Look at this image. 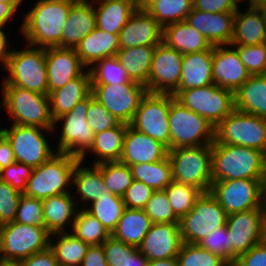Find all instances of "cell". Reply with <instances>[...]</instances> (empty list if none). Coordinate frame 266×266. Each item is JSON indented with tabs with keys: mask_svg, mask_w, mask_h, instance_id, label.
Masks as SVG:
<instances>
[{
	"mask_svg": "<svg viewBox=\"0 0 266 266\" xmlns=\"http://www.w3.org/2000/svg\"><path fill=\"white\" fill-rule=\"evenodd\" d=\"M91 205V208L85 210L96 217L112 233L125 209L123 198L111 192H106Z\"/></svg>",
	"mask_w": 266,
	"mask_h": 266,
	"instance_id": "42",
	"label": "cell"
},
{
	"mask_svg": "<svg viewBox=\"0 0 266 266\" xmlns=\"http://www.w3.org/2000/svg\"><path fill=\"white\" fill-rule=\"evenodd\" d=\"M193 0H154L145 10L162 26L186 20Z\"/></svg>",
	"mask_w": 266,
	"mask_h": 266,
	"instance_id": "39",
	"label": "cell"
},
{
	"mask_svg": "<svg viewBox=\"0 0 266 266\" xmlns=\"http://www.w3.org/2000/svg\"><path fill=\"white\" fill-rule=\"evenodd\" d=\"M235 109L266 119V74L251 75L234 93Z\"/></svg>",
	"mask_w": 266,
	"mask_h": 266,
	"instance_id": "31",
	"label": "cell"
},
{
	"mask_svg": "<svg viewBox=\"0 0 266 266\" xmlns=\"http://www.w3.org/2000/svg\"><path fill=\"white\" fill-rule=\"evenodd\" d=\"M94 98L120 122L130 124L147 89L140 83L91 84Z\"/></svg>",
	"mask_w": 266,
	"mask_h": 266,
	"instance_id": "16",
	"label": "cell"
},
{
	"mask_svg": "<svg viewBox=\"0 0 266 266\" xmlns=\"http://www.w3.org/2000/svg\"><path fill=\"white\" fill-rule=\"evenodd\" d=\"M227 216L210 192L202 193L193 208L179 220L183 241L198 244L212 230L225 226Z\"/></svg>",
	"mask_w": 266,
	"mask_h": 266,
	"instance_id": "12",
	"label": "cell"
},
{
	"mask_svg": "<svg viewBox=\"0 0 266 266\" xmlns=\"http://www.w3.org/2000/svg\"><path fill=\"white\" fill-rule=\"evenodd\" d=\"M154 190L141 181L133 180L131 186L123 195L125 207L143 209L152 196Z\"/></svg>",
	"mask_w": 266,
	"mask_h": 266,
	"instance_id": "55",
	"label": "cell"
},
{
	"mask_svg": "<svg viewBox=\"0 0 266 266\" xmlns=\"http://www.w3.org/2000/svg\"><path fill=\"white\" fill-rule=\"evenodd\" d=\"M213 47L183 55L180 84L177 90L204 87L213 84Z\"/></svg>",
	"mask_w": 266,
	"mask_h": 266,
	"instance_id": "27",
	"label": "cell"
},
{
	"mask_svg": "<svg viewBox=\"0 0 266 266\" xmlns=\"http://www.w3.org/2000/svg\"><path fill=\"white\" fill-rule=\"evenodd\" d=\"M164 191L167 194L169 204L173 208L175 216L180 220L195 205L196 200L203 193L200 189L177 181H172Z\"/></svg>",
	"mask_w": 266,
	"mask_h": 266,
	"instance_id": "43",
	"label": "cell"
},
{
	"mask_svg": "<svg viewBox=\"0 0 266 266\" xmlns=\"http://www.w3.org/2000/svg\"><path fill=\"white\" fill-rule=\"evenodd\" d=\"M154 0H135L136 8L145 9Z\"/></svg>",
	"mask_w": 266,
	"mask_h": 266,
	"instance_id": "68",
	"label": "cell"
},
{
	"mask_svg": "<svg viewBox=\"0 0 266 266\" xmlns=\"http://www.w3.org/2000/svg\"><path fill=\"white\" fill-rule=\"evenodd\" d=\"M259 1H261V0H255V5H256Z\"/></svg>",
	"mask_w": 266,
	"mask_h": 266,
	"instance_id": "72",
	"label": "cell"
},
{
	"mask_svg": "<svg viewBox=\"0 0 266 266\" xmlns=\"http://www.w3.org/2000/svg\"><path fill=\"white\" fill-rule=\"evenodd\" d=\"M82 161H79L74 169L72 182L77 188V192L84 201H96L103 193L109 192L104 183L102 172L96 166L91 168L80 167Z\"/></svg>",
	"mask_w": 266,
	"mask_h": 266,
	"instance_id": "38",
	"label": "cell"
},
{
	"mask_svg": "<svg viewBox=\"0 0 266 266\" xmlns=\"http://www.w3.org/2000/svg\"><path fill=\"white\" fill-rule=\"evenodd\" d=\"M235 12L210 13L192 9L186 22L202 33L212 46L230 45L234 35Z\"/></svg>",
	"mask_w": 266,
	"mask_h": 266,
	"instance_id": "22",
	"label": "cell"
},
{
	"mask_svg": "<svg viewBox=\"0 0 266 266\" xmlns=\"http://www.w3.org/2000/svg\"><path fill=\"white\" fill-rule=\"evenodd\" d=\"M79 158L63 152H56L46 162L34 168L27 181L24 195L40 200L55 195L68 193L67 185H71L73 172Z\"/></svg>",
	"mask_w": 266,
	"mask_h": 266,
	"instance_id": "3",
	"label": "cell"
},
{
	"mask_svg": "<svg viewBox=\"0 0 266 266\" xmlns=\"http://www.w3.org/2000/svg\"><path fill=\"white\" fill-rule=\"evenodd\" d=\"M92 93L90 72H84L48 94L50 114L53 121L70 112L80 101Z\"/></svg>",
	"mask_w": 266,
	"mask_h": 266,
	"instance_id": "26",
	"label": "cell"
},
{
	"mask_svg": "<svg viewBox=\"0 0 266 266\" xmlns=\"http://www.w3.org/2000/svg\"><path fill=\"white\" fill-rule=\"evenodd\" d=\"M81 266H107L102 245L89 246Z\"/></svg>",
	"mask_w": 266,
	"mask_h": 266,
	"instance_id": "59",
	"label": "cell"
},
{
	"mask_svg": "<svg viewBox=\"0 0 266 266\" xmlns=\"http://www.w3.org/2000/svg\"><path fill=\"white\" fill-rule=\"evenodd\" d=\"M148 266H179L178 258L149 261Z\"/></svg>",
	"mask_w": 266,
	"mask_h": 266,
	"instance_id": "64",
	"label": "cell"
},
{
	"mask_svg": "<svg viewBox=\"0 0 266 266\" xmlns=\"http://www.w3.org/2000/svg\"><path fill=\"white\" fill-rule=\"evenodd\" d=\"M266 43V21L255 5H249L248 11L235 12L234 35L230 45L247 46Z\"/></svg>",
	"mask_w": 266,
	"mask_h": 266,
	"instance_id": "29",
	"label": "cell"
},
{
	"mask_svg": "<svg viewBox=\"0 0 266 266\" xmlns=\"http://www.w3.org/2000/svg\"><path fill=\"white\" fill-rule=\"evenodd\" d=\"M156 46L146 45L119 49L115 55L129 78L144 85L146 89Z\"/></svg>",
	"mask_w": 266,
	"mask_h": 266,
	"instance_id": "32",
	"label": "cell"
},
{
	"mask_svg": "<svg viewBox=\"0 0 266 266\" xmlns=\"http://www.w3.org/2000/svg\"><path fill=\"white\" fill-rule=\"evenodd\" d=\"M51 234L45 226L13 221L0 226L1 258L23 260L49 248Z\"/></svg>",
	"mask_w": 266,
	"mask_h": 266,
	"instance_id": "10",
	"label": "cell"
},
{
	"mask_svg": "<svg viewBox=\"0 0 266 266\" xmlns=\"http://www.w3.org/2000/svg\"><path fill=\"white\" fill-rule=\"evenodd\" d=\"M233 266H266V244L260 242L248 252L239 255Z\"/></svg>",
	"mask_w": 266,
	"mask_h": 266,
	"instance_id": "56",
	"label": "cell"
},
{
	"mask_svg": "<svg viewBox=\"0 0 266 266\" xmlns=\"http://www.w3.org/2000/svg\"><path fill=\"white\" fill-rule=\"evenodd\" d=\"M57 243L50 240V249L53 251L60 266H81L86 255L88 244L77 238L73 233H58ZM62 235V236H61Z\"/></svg>",
	"mask_w": 266,
	"mask_h": 266,
	"instance_id": "41",
	"label": "cell"
},
{
	"mask_svg": "<svg viewBox=\"0 0 266 266\" xmlns=\"http://www.w3.org/2000/svg\"><path fill=\"white\" fill-rule=\"evenodd\" d=\"M184 107L203 116L214 127L235 109L234 93L216 84L176 90L172 94Z\"/></svg>",
	"mask_w": 266,
	"mask_h": 266,
	"instance_id": "8",
	"label": "cell"
},
{
	"mask_svg": "<svg viewBox=\"0 0 266 266\" xmlns=\"http://www.w3.org/2000/svg\"><path fill=\"white\" fill-rule=\"evenodd\" d=\"M250 76L236 49L213 46L214 84L235 93Z\"/></svg>",
	"mask_w": 266,
	"mask_h": 266,
	"instance_id": "23",
	"label": "cell"
},
{
	"mask_svg": "<svg viewBox=\"0 0 266 266\" xmlns=\"http://www.w3.org/2000/svg\"><path fill=\"white\" fill-rule=\"evenodd\" d=\"M48 78V94L80 76L85 67L75 49L61 47L45 48Z\"/></svg>",
	"mask_w": 266,
	"mask_h": 266,
	"instance_id": "21",
	"label": "cell"
},
{
	"mask_svg": "<svg viewBox=\"0 0 266 266\" xmlns=\"http://www.w3.org/2000/svg\"><path fill=\"white\" fill-rule=\"evenodd\" d=\"M236 47L240 59L250 75L266 74V43Z\"/></svg>",
	"mask_w": 266,
	"mask_h": 266,
	"instance_id": "49",
	"label": "cell"
},
{
	"mask_svg": "<svg viewBox=\"0 0 266 266\" xmlns=\"http://www.w3.org/2000/svg\"><path fill=\"white\" fill-rule=\"evenodd\" d=\"M44 226L52 235L66 232L63 228L70 217L77 213L75 203L68 193L48 197L42 200Z\"/></svg>",
	"mask_w": 266,
	"mask_h": 266,
	"instance_id": "35",
	"label": "cell"
},
{
	"mask_svg": "<svg viewBox=\"0 0 266 266\" xmlns=\"http://www.w3.org/2000/svg\"><path fill=\"white\" fill-rule=\"evenodd\" d=\"M162 42L183 55L210 50L213 47L202 33L185 20L163 27Z\"/></svg>",
	"mask_w": 266,
	"mask_h": 266,
	"instance_id": "28",
	"label": "cell"
},
{
	"mask_svg": "<svg viewBox=\"0 0 266 266\" xmlns=\"http://www.w3.org/2000/svg\"><path fill=\"white\" fill-rule=\"evenodd\" d=\"M168 156V148L147 134L141 133L130 125L124 137L121 163L131 166L139 163H154Z\"/></svg>",
	"mask_w": 266,
	"mask_h": 266,
	"instance_id": "24",
	"label": "cell"
},
{
	"mask_svg": "<svg viewBox=\"0 0 266 266\" xmlns=\"http://www.w3.org/2000/svg\"><path fill=\"white\" fill-rule=\"evenodd\" d=\"M84 66L115 56L119 50L118 34L107 33L97 27L89 33L75 48Z\"/></svg>",
	"mask_w": 266,
	"mask_h": 266,
	"instance_id": "30",
	"label": "cell"
},
{
	"mask_svg": "<svg viewBox=\"0 0 266 266\" xmlns=\"http://www.w3.org/2000/svg\"><path fill=\"white\" fill-rule=\"evenodd\" d=\"M262 198L266 205V155L264 160L262 178H261Z\"/></svg>",
	"mask_w": 266,
	"mask_h": 266,
	"instance_id": "65",
	"label": "cell"
},
{
	"mask_svg": "<svg viewBox=\"0 0 266 266\" xmlns=\"http://www.w3.org/2000/svg\"><path fill=\"white\" fill-rule=\"evenodd\" d=\"M87 122L94 134L117 127L121 123L94 98L92 93L89 95Z\"/></svg>",
	"mask_w": 266,
	"mask_h": 266,
	"instance_id": "48",
	"label": "cell"
},
{
	"mask_svg": "<svg viewBox=\"0 0 266 266\" xmlns=\"http://www.w3.org/2000/svg\"><path fill=\"white\" fill-rule=\"evenodd\" d=\"M0 266H23L22 260L5 259L0 257Z\"/></svg>",
	"mask_w": 266,
	"mask_h": 266,
	"instance_id": "66",
	"label": "cell"
},
{
	"mask_svg": "<svg viewBox=\"0 0 266 266\" xmlns=\"http://www.w3.org/2000/svg\"><path fill=\"white\" fill-rule=\"evenodd\" d=\"M74 0H39L21 28L30 46L61 47L62 31Z\"/></svg>",
	"mask_w": 266,
	"mask_h": 266,
	"instance_id": "1",
	"label": "cell"
},
{
	"mask_svg": "<svg viewBox=\"0 0 266 266\" xmlns=\"http://www.w3.org/2000/svg\"><path fill=\"white\" fill-rule=\"evenodd\" d=\"M264 208L230 214L227 216L226 227L230 239V266L236 258L248 252L261 241V229Z\"/></svg>",
	"mask_w": 266,
	"mask_h": 266,
	"instance_id": "17",
	"label": "cell"
},
{
	"mask_svg": "<svg viewBox=\"0 0 266 266\" xmlns=\"http://www.w3.org/2000/svg\"><path fill=\"white\" fill-rule=\"evenodd\" d=\"M23 0H0V2L11 4L15 9L20 5Z\"/></svg>",
	"mask_w": 266,
	"mask_h": 266,
	"instance_id": "70",
	"label": "cell"
},
{
	"mask_svg": "<svg viewBox=\"0 0 266 266\" xmlns=\"http://www.w3.org/2000/svg\"><path fill=\"white\" fill-rule=\"evenodd\" d=\"M33 168L20 162H14L8 167L0 170V179L8 183L12 188L23 193L27 186V181L31 177Z\"/></svg>",
	"mask_w": 266,
	"mask_h": 266,
	"instance_id": "54",
	"label": "cell"
},
{
	"mask_svg": "<svg viewBox=\"0 0 266 266\" xmlns=\"http://www.w3.org/2000/svg\"><path fill=\"white\" fill-rule=\"evenodd\" d=\"M94 8L88 1L72 5L62 31L61 48L75 49L97 27Z\"/></svg>",
	"mask_w": 266,
	"mask_h": 266,
	"instance_id": "25",
	"label": "cell"
},
{
	"mask_svg": "<svg viewBox=\"0 0 266 266\" xmlns=\"http://www.w3.org/2000/svg\"><path fill=\"white\" fill-rule=\"evenodd\" d=\"M88 108L89 96L80 101L70 112L54 120V126L56 122L64 120L57 152L73 155L80 161L86 157L85 153L89 151L94 140V132L87 122Z\"/></svg>",
	"mask_w": 266,
	"mask_h": 266,
	"instance_id": "14",
	"label": "cell"
},
{
	"mask_svg": "<svg viewBox=\"0 0 266 266\" xmlns=\"http://www.w3.org/2000/svg\"><path fill=\"white\" fill-rule=\"evenodd\" d=\"M262 13L266 21V0H261L255 5Z\"/></svg>",
	"mask_w": 266,
	"mask_h": 266,
	"instance_id": "69",
	"label": "cell"
},
{
	"mask_svg": "<svg viewBox=\"0 0 266 266\" xmlns=\"http://www.w3.org/2000/svg\"><path fill=\"white\" fill-rule=\"evenodd\" d=\"M179 266H229L219 256L198 244H183L177 255Z\"/></svg>",
	"mask_w": 266,
	"mask_h": 266,
	"instance_id": "46",
	"label": "cell"
},
{
	"mask_svg": "<svg viewBox=\"0 0 266 266\" xmlns=\"http://www.w3.org/2000/svg\"><path fill=\"white\" fill-rule=\"evenodd\" d=\"M214 142L251 147L266 154V119L234 109L215 126Z\"/></svg>",
	"mask_w": 266,
	"mask_h": 266,
	"instance_id": "6",
	"label": "cell"
},
{
	"mask_svg": "<svg viewBox=\"0 0 266 266\" xmlns=\"http://www.w3.org/2000/svg\"><path fill=\"white\" fill-rule=\"evenodd\" d=\"M152 222L143 209L125 207L111 235L125 244L138 247L150 230Z\"/></svg>",
	"mask_w": 266,
	"mask_h": 266,
	"instance_id": "34",
	"label": "cell"
},
{
	"mask_svg": "<svg viewBox=\"0 0 266 266\" xmlns=\"http://www.w3.org/2000/svg\"><path fill=\"white\" fill-rule=\"evenodd\" d=\"M3 96V106L14 118V124L54 129L48 95L3 85Z\"/></svg>",
	"mask_w": 266,
	"mask_h": 266,
	"instance_id": "5",
	"label": "cell"
},
{
	"mask_svg": "<svg viewBox=\"0 0 266 266\" xmlns=\"http://www.w3.org/2000/svg\"><path fill=\"white\" fill-rule=\"evenodd\" d=\"M261 241L266 244V205L264 206V214L262 220Z\"/></svg>",
	"mask_w": 266,
	"mask_h": 266,
	"instance_id": "67",
	"label": "cell"
},
{
	"mask_svg": "<svg viewBox=\"0 0 266 266\" xmlns=\"http://www.w3.org/2000/svg\"><path fill=\"white\" fill-rule=\"evenodd\" d=\"M184 244L179 223H152L138 246L148 261L177 258Z\"/></svg>",
	"mask_w": 266,
	"mask_h": 266,
	"instance_id": "19",
	"label": "cell"
},
{
	"mask_svg": "<svg viewBox=\"0 0 266 266\" xmlns=\"http://www.w3.org/2000/svg\"><path fill=\"white\" fill-rule=\"evenodd\" d=\"M73 234L89 246L102 245L111 233L85 209L77 211L72 221Z\"/></svg>",
	"mask_w": 266,
	"mask_h": 266,
	"instance_id": "40",
	"label": "cell"
},
{
	"mask_svg": "<svg viewBox=\"0 0 266 266\" xmlns=\"http://www.w3.org/2000/svg\"><path fill=\"white\" fill-rule=\"evenodd\" d=\"M174 99L172 94L147 92L129 125L170 149L169 110Z\"/></svg>",
	"mask_w": 266,
	"mask_h": 266,
	"instance_id": "11",
	"label": "cell"
},
{
	"mask_svg": "<svg viewBox=\"0 0 266 266\" xmlns=\"http://www.w3.org/2000/svg\"><path fill=\"white\" fill-rule=\"evenodd\" d=\"M1 29L2 28H0V62H2L5 67L12 51H8L6 35Z\"/></svg>",
	"mask_w": 266,
	"mask_h": 266,
	"instance_id": "63",
	"label": "cell"
},
{
	"mask_svg": "<svg viewBox=\"0 0 266 266\" xmlns=\"http://www.w3.org/2000/svg\"><path fill=\"white\" fill-rule=\"evenodd\" d=\"M265 153L259 149L232 144H212V179H261Z\"/></svg>",
	"mask_w": 266,
	"mask_h": 266,
	"instance_id": "2",
	"label": "cell"
},
{
	"mask_svg": "<svg viewBox=\"0 0 266 266\" xmlns=\"http://www.w3.org/2000/svg\"><path fill=\"white\" fill-rule=\"evenodd\" d=\"M89 72L91 84H127L137 83L132 81L127 75L116 56L106 57L96 62ZM98 66V67H97Z\"/></svg>",
	"mask_w": 266,
	"mask_h": 266,
	"instance_id": "44",
	"label": "cell"
},
{
	"mask_svg": "<svg viewBox=\"0 0 266 266\" xmlns=\"http://www.w3.org/2000/svg\"><path fill=\"white\" fill-rule=\"evenodd\" d=\"M169 127L170 149L195 147L214 142L215 127L176 99L170 103Z\"/></svg>",
	"mask_w": 266,
	"mask_h": 266,
	"instance_id": "9",
	"label": "cell"
},
{
	"mask_svg": "<svg viewBox=\"0 0 266 266\" xmlns=\"http://www.w3.org/2000/svg\"><path fill=\"white\" fill-rule=\"evenodd\" d=\"M163 27L145 10L137 8L120 30L119 49L159 45Z\"/></svg>",
	"mask_w": 266,
	"mask_h": 266,
	"instance_id": "20",
	"label": "cell"
},
{
	"mask_svg": "<svg viewBox=\"0 0 266 266\" xmlns=\"http://www.w3.org/2000/svg\"><path fill=\"white\" fill-rule=\"evenodd\" d=\"M134 180L151 187L154 191L164 190L172 181V166L168 156L154 163H139L129 166Z\"/></svg>",
	"mask_w": 266,
	"mask_h": 266,
	"instance_id": "37",
	"label": "cell"
},
{
	"mask_svg": "<svg viewBox=\"0 0 266 266\" xmlns=\"http://www.w3.org/2000/svg\"><path fill=\"white\" fill-rule=\"evenodd\" d=\"M148 259L141 254L138 247L129 255L127 266H148Z\"/></svg>",
	"mask_w": 266,
	"mask_h": 266,
	"instance_id": "62",
	"label": "cell"
},
{
	"mask_svg": "<svg viewBox=\"0 0 266 266\" xmlns=\"http://www.w3.org/2000/svg\"><path fill=\"white\" fill-rule=\"evenodd\" d=\"M183 54L163 42L156 46L147 92L173 94L179 87Z\"/></svg>",
	"mask_w": 266,
	"mask_h": 266,
	"instance_id": "18",
	"label": "cell"
},
{
	"mask_svg": "<svg viewBox=\"0 0 266 266\" xmlns=\"http://www.w3.org/2000/svg\"><path fill=\"white\" fill-rule=\"evenodd\" d=\"M14 221L24 225L44 226L42 200L22 194Z\"/></svg>",
	"mask_w": 266,
	"mask_h": 266,
	"instance_id": "50",
	"label": "cell"
},
{
	"mask_svg": "<svg viewBox=\"0 0 266 266\" xmlns=\"http://www.w3.org/2000/svg\"><path fill=\"white\" fill-rule=\"evenodd\" d=\"M5 70L10 76L4 79L3 85H14L48 95L45 48H32L29 45L23 51H12Z\"/></svg>",
	"mask_w": 266,
	"mask_h": 266,
	"instance_id": "7",
	"label": "cell"
},
{
	"mask_svg": "<svg viewBox=\"0 0 266 266\" xmlns=\"http://www.w3.org/2000/svg\"><path fill=\"white\" fill-rule=\"evenodd\" d=\"M128 125L121 122L117 127L94 134V140L89 150L99 156V160L95 161L93 165L120 161Z\"/></svg>",
	"mask_w": 266,
	"mask_h": 266,
	"instance_id": "36",
	"label": "cell"
},
{
	"mask_svg": "<svg viewBox=\"0 0 266 266\" xmlns=\"http://www.w3.org/2000/svg\"><path fill=\"white\" fill-rule=\"evenodd\" d=\"M209 192L225 209L227 215L265 206L261 179L214 181Z\"/></svg>",
	"mask_w": 266,
	"mask_h": 266,
	"instance_id": "13",
	"label": "cell"
},
{
	"mask_svg": "<svg viewBox=\"0 0 266 266\" xmlns=\"http://www.w3.org/2000/svg\"><path fill=\"white\" fill-rule=\"evenodd\" d=\"M22 194L0 179V226L15 220Z\"/></svg>",
	"mask_w": 266,
	"mask_h": 266,
	"instance_id": "52",
	"label": "cell"
},
{
	"mask_svg": "<svg viewBox=\"0 0 266 266\" xmlns=\"http://www.w3.org/2000/svg\"><path fill=\"white\" fill-rule=\"evenodd\" d=\"M102 246L107 266H127L129 255L137 248L115 239L112 235Z\"/></svg>",
	"mask_w": 266,
	"mask_h": 266,
	"instance_id": "53",
	"label": "cell"
},
{
	"mask_svg": "<svg viewBox=\"0 0 266 266\" xmlns=\"http://www.w3.org/2000/svg\"><path fill=\"white\" fill-rule=\"evenodd\" d=\"M238 0H193V8L204 12H236Z\"/></svg>",
	"mask_w": 266,
	"mask_h": 266,
	"instance_id": "57",
	"label": "cell"
},
{
	"mask_svg": "<svg viewBox=\"0 0 266 266\" xmlns=\"http://www.w3.org/2000/svg\"><path fill=\"white\" fill-rule=\"evenodd\" d=\"M96 166L101 170L109 192L123 197L134 180L130 167L121 162H104Z\"/></svg>",
	"mask_w": 266,
	"mask_h": 266,
	"instance_id": "45",
	"label": "cell"
},
{
	"mask_svg": "<svg viewBox=\"0 0 266 266\" xmlns=\"http://www.w3.org/2000/svg\"><path fill=\"white\" fill-rule=\"evenodd\" d=\"M23 266H60L50 247L22 260Z\"/></svg>",
	"mask_w": 266,
	"mask_h": 266,
	"instance_id": "58",
	"label": "cell"
},
{
	"mask_svg": "<svg viewBox=\"0 0 266 266\" xmlns=\"http://www.w3.org/2000/svg\"><path fill=\"white\" fill-rule=\"evenodd\" d=\"M198 245L219 256L230 266V239L226 225L212 230Z\"/></svg>",
	"mask_w": 266,
	"mask_h": 266,
	"instance_id": "51",
	"label": "cell"
},
{
	"mask_svg": "<svg viewBox=\"0 0 266 266\" xmlns=\"http://www.w3.org/2000/svg\"><path fill=\"white\" fill-rule=\"evenodd\" d=\"M143 210L152 223H179L164 190L154 191Z\"/></svg>",
	"mask_w": 266,
	"mask_h": 266,
	"instance_id": "47",
	"label": "cell"
},
{
	"mask_svg": "<svg viewBox=\"0 0 266 266\" xmlns=\"http://www.w3.org/2000/svg\"><path fill=\"white\" fill-rule=\"evenodd\" d=\"M97 28L107 33L119 34L129 17L137 9L135 0H95Z\"/></svg>",
	"mask_w": 266,
	"mask_h": 266,
	"instance_id": "33",
	"label": "cell"
},
{
	"mask_svg": "<svg viewBox=\"0 0 266 266\" xmlns=\"http://www.w3.org/2000/svg\"><path fill=\"white\" fill-rule=\"evenodd\" d=\"M16 161L12 147L7 138L0 134V170Z\"/></svg>",
	"mask_w": 266,
	"mask_h": 266,
	"instance_id": "60",
	"label": "cell"
},
{
	"mask_svg": "<svg viewBox=\"0 0 266 266\" xmlns=\"http://www.w3.org/2000/svg\"><path fill=\"white\" fill-rule=\"evenodd\" d=\"M173 180L192 185L203 193L210 191L212 179V144L168 149Z\"/></svg>",
	"mask_w": 266,
	"mask_h": 266,
	"instance_id": "4",
	"label": "cell"
},
{
	"mask_svg": "<svg viewBox=\"0 0 266 266\" xmlns=\"http://www.w3.org/2000/svg\"><path fill=\"white\" fill-rule=\"evenodd\" d=\"M16 9L7 3L0 2V28H2L7 21L14 16Z\"/></svg>",
	"mask_w": 266,
	"mask_h": 266,
	"instance_id": "61",
	"label": "cell"
},
{
	"mask_svg": "<svg viewBox=\"0 0 266 266\" xmlns=\"http://www.w3.org/2000/svg\"><path fill=\"white\" fill-rule=\"evenodd\" d=\"M41 129L53 130L19 124H13L10 130H1L11 144L16 162L24 163L34 169L55 154L50 149L46 137L42 135Z\"/></svg>",
	"mask_w": 266,
	"mask_h": 266,
	"instance_id": "15",
	"label": "cell"
},
{
	"mask_svg": "<svg viewBox=\"0 0 266 266\" xmlns=\"http://www.w3.org/2000/svg\"><path fill=\"white\" fill-rule=\"evenodd\" d=\"M240 1H243V0H238V2H240ZM249 3H250V5H255V0H249Z\"/></svg>",
	"mask_w": 266,
	"mask_h": 266,
	"instance_id": "71",
	"label": "cell"
}]
</instances>
